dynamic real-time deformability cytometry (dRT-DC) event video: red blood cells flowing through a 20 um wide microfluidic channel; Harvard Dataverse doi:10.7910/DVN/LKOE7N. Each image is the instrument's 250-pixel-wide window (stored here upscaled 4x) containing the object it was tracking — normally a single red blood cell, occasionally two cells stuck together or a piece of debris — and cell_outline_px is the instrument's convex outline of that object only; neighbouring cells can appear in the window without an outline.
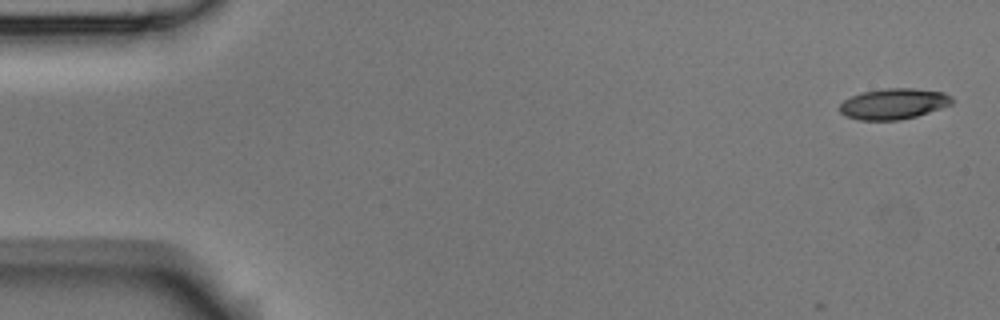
{"species": "Egyptian fruit bat (a non-hibernating species)", "species_latin": "Rousettus aegyptiacus", "temperature_condition": "room temperature", "stored_images_in_passage": 5, "camera_frame_rate_fps": 3000, "um_per_image_px": 0.085, "animal": {"sex": "male"}, "frame": {"image": 1, "passage_image": 1, "time_ms": 0.0, "image_size_px": [1000, 320], "cell_outline_px": [[952, 104], [916, 116], [900, 120], [860, 120], [844, 116], [840, 112], [840, 104], [844, 100], [860, 92], [884, 88], [912, 88], [944, 92], [952, 96]], "centroid_in_image_um": [75.94, 8.82], "position_along_channel_um": 9.1, "area_um2": 20.17}}
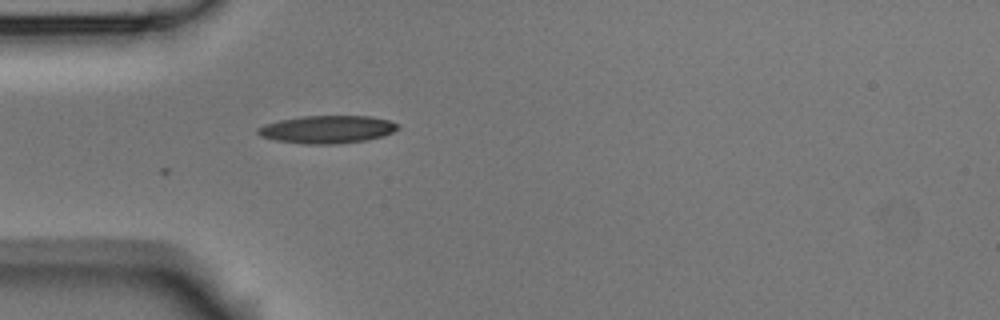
{"frame": {"image": 2, "passage_image": 5, "time_ms": 1.333, "image_size_px": [1000, 320], "cell_outline_px": [[400, 128], [392, 132], [380, 136], [364, 140], [332, 144], [304, 144], [276, 140], [260, 136], [256, 132], [256, 128], [264, 124], [280, 120], [304, 116], [368, 116], [388, 120], [396, 124]], "centroid_in_image_um": [27.75, 10.99], "position_along_channel_um": 57.2, "area_um2": 22.37}}